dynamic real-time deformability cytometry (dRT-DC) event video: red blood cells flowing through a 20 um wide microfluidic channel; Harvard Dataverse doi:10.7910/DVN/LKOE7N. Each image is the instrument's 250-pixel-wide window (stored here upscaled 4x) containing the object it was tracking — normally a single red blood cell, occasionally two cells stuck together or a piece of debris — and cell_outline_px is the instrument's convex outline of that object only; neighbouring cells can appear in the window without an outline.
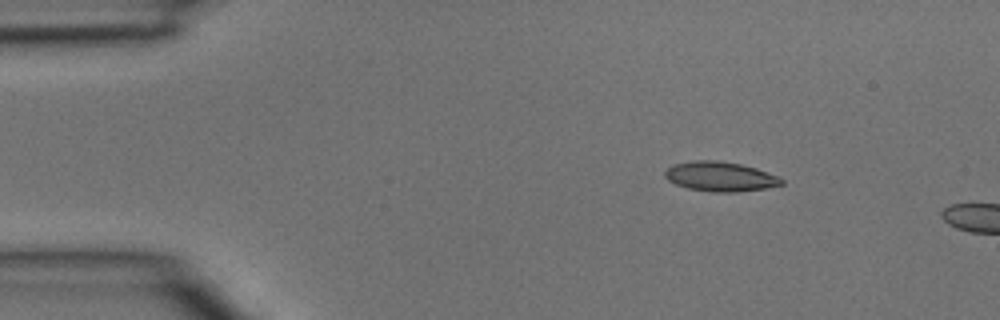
{"species": "common noctule bat (a hibernating species)", "species_latin": "Nyctalus noctula", "temperature_condition": "room temperature", "stored_images_in_passage": 2, "camera_frame_rate_fps": 3000, "um_per_image_px": 0.085, "animal": {"sex": "male", "body_mass_g": 15.6}, "frame": {"image": 1, "passage_image": 1, "time_ms": 0.0, "image_size_px": [1000, 320], "cell_outline_px": [[784, 184], [764, 188], [736, 192], [712, 192], [688, 188], [676, 184], [668, 180], [664, 176], [664, 172], [668, 168], [676, 164], [696, 160], [716, 160], [740, 164], [756, 168], [776, 176], [784, 180]], "centroid_in_image_um": [61.21, 15.01], "position_along_channel_um": 23.8, "area_um2": 19.88}}